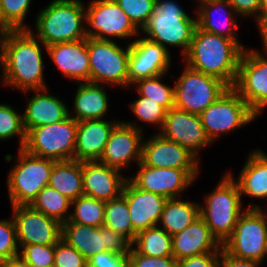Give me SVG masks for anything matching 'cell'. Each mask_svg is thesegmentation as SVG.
I'll list each match as a JSON object with an SVG mask.
<instances>
[{"instance_id":"6da1fadb","label":"cell","mask_w":267,"mask_h":267,"mask_svg":"<svg viewBox=\"0 0 267 267\" xmlns=\"http://www.w3.org/2000/svg\"><path fill=\"white\" fill-rule=\"evenodd\" d=\"M46 46L29 29L12 30L2 39L0 80L21 92L47 88L42 48Z\"/></svg>"},{"instance_id":"7a4b0ae2","label":"cell","mask_w":267,"mask_h":267,"mask_svg":"<svg viewBox=\"0 0 267 267\" xmlns=\"http://www.w3.org/2000/svg\"><path fill=\"white\" fill-rule=\"evenodd\" d=\"M244 49L234 40L196 26L183 62L190 68L219 78L233 87Z\"/></svg>"},{"instance_id":"3957f363","label":"cell","mask_w":267,"mask_h":267,"mask_svg":"<svg viewBox=\"0 0 267 267\" xmlns=\"http://www.w3.org/2000/svg\"><path fill=\"white\" fill-rule=\"evenodd\" d=\"M196 26V12L194 18L177 1L155 0L154 11L140 33L169 52L168 46L181 48L183 58L189 50Z\"/></svg>"},{"instance_id":"277c9868","label":"cell","mask_w":267,"mask_h":267,"mask_svg":"<svg viewBox=\"0 0 267 267\" xmlns=\"http://www.w3.org/2000/svg\"><path fill=\"white\" fill-rule=\"evenodd\" d=\"M86 11L83 0H53L41 9L32 33L49 46L86 38ZM32 29V30H31Z\"/></svg>"},{"instance_id":"5b68a950","label":"cell","mask_w":267,"mask_h":267,"mask_svg":"<svg viewBox=\"0 0 267 267\" xmlns=\"http://www.w3.org/2000/svg\"><path fill=\"white\" fill-rule=\"evenodd\" d=\"M231 172L226 171L213 191L205 196L204 204H199V216L221 245L231 236L240 215L246 210Z\"/></svg>"},{"instance_id":"8992f818","label":"cell","mask_w":267,"mask_h":267,"mask_svg":"<svg viewBox=\"0 0 267 267\" xmlns=\"http://www.w3.org/2000/svg\"><path fill=\"white\" fill-rule=\"evenodd\" d=\"M17 162L7 177V190L11 206L30 205L38 193L49 184L56 161L40 158L18 148Z\"/></svg>"},{"instance_id":"52a82bcc","label":"cell","mask_w":267,"mask_h":267,"mask_svg":"<svg viewBox=\"0 0 267 267\" xmlns=\"http://www.w3.org/2000/svg\"><path fill=\"white\" fill-rule=\"evenodd\" d=\"M266 210L256 203L246 207L231 236L222 244L229 255L263 263L267 243Z\"/></svg>"},{"instance_id":"ba28073f","label":"cell","mask_w":267,"mask_h":267,"mask_svg":"<svg viewBox=\"0 0 267 267\" xmlns=\"http://www.w3.org/2000/svg\"><path fill=\"white\" fill-rule=\"evenodd\" d=\"M78 121L68 116L63 121L37 126L26 132L22 149L54 161L74 160Z\"/></svg>"},{"instance_id":"9c48e42d","label":"cell","mask_w":267,"mask_h":267,"mask_svg":"<svg viewBox=\"0 0 267 267\" xmlns=\"http://www.w3.org/2000/svg\"><path fill=\"white\" fill-rule=\"evenodd\" d=\"M123 47L112 40L87 38L90 82L129 89L128 58L130 43Z\"/></svg>"},{"instance_id":"30bf717a","label":"cell","mask_w":267,"mask_h":267,"mask_svg":"<svg viewBox=\"0 0 267 267\" xmlns=\"http://www.w3.org/2000/svg\"><path fill=\"white\" fill-rule=\"evenodd\" d=\"M228 88L219 78L194 70L185 64L174 82V107L200 115Z\"/></svg>"},{"instance_id":"8fae6325","label":"cell","mask_w":267,"mask_h":267,"mask_svg":"<svg viewBox=\"0 0 267 267\" xmlns=\"http://www.w3.org/2000/svg\"><path fill=\"white\" fill-rule=\"evenodd\" d=\"M199 116L212 143L222 134L232 133L255 120V113L232 87H229Z\"/></svg>"},{"instance_id":"7c38bea8","label":"cell","mask_w":267,"mask_h":267,"mask_svg":"<svg viewBox=\"0 0 267 267\" xmlns=\"http://www.w3.org/2000/svg\"><path fill=\"white\" fill-rule=\"evenodd\" d=\"M86 11V38L123 40L136 38L140 30L115 0H91Z\"/></svg>"},{"instance_id":"4fadbf2b","label":"cell","mask_w":267,"mask_h":267,"mask_svg":"<svg viewBox=\"0 0 267 267\" xmlns=\"http://www.w3.org/2000/svg\"><path fill=\"white\" fill-rule=\"evenodd\" d=\"M62 238L86 260L103 251L128 254L131 242L119 232L102 227H91L73 222L62 224Z\"/></svg>"},{"instance_id":"5bb4252c","label":"cell","mask_w":267,"mask_h":267,"mask_svg":"<svg viewBox=\"0 0 267 267\" xmlns=\"http://www.w3.org/2000/svg\"><path fill=\"white\" fill-rule=\"evenodd\" d=\"M136 167V175L128 176V180L139 189L167 199L182 197L183 192L193 185L200 173V169L149 167L142 161Z\"/></svg>"},{"instance_id":"9a60e30c","label":"cell","mask_w":267,"mask_h":267,"mask_svg":"<svg viewBox=\"0 0 267 267\" xmlns=\"http://www.w3.org/2000/svg\"><path fill=\"white\" fill-rule=\"evenodd\" d=\"M244 49L232 87L256 113L267 102V53Z\"/></svg>"},{"instance_id":"2e32d148","label":"cell","mask_w":267,"mask_h":267,"mask_svg":"<svg viewBox=\"0 0 267 267\" xmlns=\"http://www.w3.org/2000/svg\"><path fill=\"white\" fill-rule=\"evenodd\" d=\"M143 139V128L139 124L135 121H120L111 131L99 162L121 171L132 162L139 164L142 160Z\"/></svg>"},{"instance_id":"e0dca14e","label":"cell","mask_w":267,"mask_h":267,"mask_svg":"<svg viewBox=\"0 0 267 267\" xmlns=\"http://www.w3.org/2000/svg\"><path fill=\"white\" fill-rule=\"evenodd\" d=\"M19 249L24 245H55L62 238V224L30 205L11 206Z\"/></svg>"},{"instance_id":"ac0fdd59","label":"cell","mask_w":267,"mask_h":267,"mask_svg":"<svg viewBox=\"0 0 267 267\" xmlns=\"http://www.w3.org/2000/svg\"><path fill=\"white\" fill-rule=\"evenodd\" d=\"M156 132L183 146L198 160L201 150L212 145L203 128L200 116L176 107L167 111L162 129Z\"/></svg>"},{"instance_id":"d6986e66","label":"cell","mask_w":267,"mask_h":267,"mask_svg":"<svg viewBox=\"0 0 267 267\" xmlns=\"http://www.w3.org/2000/svg\"><path fill=\"white\" fill-rule=\"evenodd\" d=\"M137 38L136 40L129 41V87L139 79L168 74L172 67L170 52L163 46L144 37Z\"/></svg>"},{"instance_id":"ffe728a7","label":"cell","mask_w":267,"mask_h":267,"mask_svg":"<svg viewBox=\"0 0 267 267\" xmlns=\"http://www.w3.org/2000/svg\"><path fill=\"white\" fill-rule=\"evenodd\" d=\"M141 161L155 168L200 169V160L191 152L158 132L143 139Z\"/></svg>"},{"instance_id":"44dd1931","label":"cell","mask_w":267,"mask_h":267,"mask_svg":"<svg viewBox=\"0 0 267 267\" xmlns=\"http://www.w3.org/2000/svg\"><path fill=\"white\" fill-rule=\"evenodd\" d=\"M122 194L128 203L134 241L137 233L157 226L168 199L162 195L139 189L129 180L126 181Z\"/></svg>"},{"instance_id":"7402d4cb","label":"cell","mask_w":267,"mask_h":267,"mask_svg":"<svg viewBox=\"0 0 267 267\" xmlns=\"http://www.w3.org/2000/svg\"><path fill=\"white\" fill-rule=\"evenodd\" d=\"M121 172L99 161L82 162L84 195L103 201L117 198L128 180Z\"/></svg>"},{"instance_id":"603a6c76","label":"cell","mask_w":267,"mask_h":267,"mask_svg":"<svg viewBox=\"0 0 267 267\" xmlns=\"http://www.w3.org/2000/svg\"><path fill=\"white\" fill-rule=\"evenodd\" d=\"M46 53L55 66L72 82H90L87 38L46 46Z\"/></svg>"},{"instance_id":"cb8c5ba5","label":"cell","mask_w":267,"mask_h":267,"mask_svg":"<svg viewBox=\"0 0 267 267\" xmlns=\"http://www.w3.org/2000/svg\"><path fill=\"white\" fill-rule=\"evenodd\" d=\"M49 89L29 90L23 92L24 94L34 93L29 98L22 112L23 126L25 132L37 126L50 125L63 121L67 118L68 107L65 101L63 102L57 96L49 94Z\"/></svg>"},{"instance_id":"d4e9b609","label":"cell","mask_w":267,"mask_h":267,"mask_svg":"<svg viewBox=\"0 0 267 267\" xmlns=\"http://www.w3.org/2000/svg\"><path fill=\"white\" fill-rule=\"evenodd\" d=\"M121 120H83L78 122L74 160L99 161L113 128Z\"/></svg>"},{"instance_id":"484cf974","label":"cell","mask_w":267,"mask_h":267,"mask_svg":"<svg viewBox=\"0 0 267 267\" xmlns=\"http://www.w3.org/2000/svg\"><path fill=\"white\" fill-rule=\"evenodd\" d=\"M208 252H222V245L200 216L184 230L172 235V253L176 260Z\"/></svg>"},{"instance_id":"4316f807","label":"cell","mask_w":267,"mask_h":267,"mask_svg":"<svg viewBox=\"0 0 267 267\" xmlns=\"http://www.w3.org/2000/svg\"><path fill=\"white\" fill-rule=\"evenodd\" d=\"M197 26L205 32L217 34L236 41L243 49L237 37L238 15L227 0H217L202 4L196 8ZM237 16V17H236ZM222 18L224 20H222Z\"/></svg>"},{"instance_id":"83f0119b","label":"cell","mask_w":267,"mask_h":267,"mask_svg":"<svg viewBox=\"0 0 267 267\" xmlns=\"http://www.w3.org/2000/svg\"><path fill=\"white\" fill-rule=\"evenodd\" d=\"M104 86L106 85L79 82L73 97V114L68 109V115L78 122L105 119L110 105Z\"/></svg>"},{"instance_id":"f1b7e54d","label":"cell","mask_w":267,"mask_h":267,"mask_svg":"<svg viewBox=\"0 0 267 267\" xmlns=\"http://www.w3.org/2000/svg\"><path fill=\"white\" fill-rule=\"evenodd\" d=\"M249 153L238 178H233L238 184L241 197L267 200V154L262 149H253Z\"/></svg>"},{"instance_id":"f546056e","label":"cell","mask_w":267,"mask_h":267,"mask_svg":"<svg viewBox=\"0 0 267 267\" xmlns=\"http://www.w3.org/2000/svg\"><path fill=\"white\" fill-rule=\"evenodd\" d=\"M48 185L71 201L83 196L82 162L77 160L55 162Z\"/></svg>"},{"instance_id":"4dcf8cb0","label":"cell","mask_w":267,"mask_h":267,"mask_svg":"<svg viewBox=\"0 0 267 267\" xmlns=\"http://www.w3.org/2000/svg\"><path fill=\"white\" fill-rule=\"evenodd\" d=\"M199 204L182 198L168 199L157 226L170 235L181 232L199 216Z\"/></svg>"},{"instance_id":"1f68e13d","label":"cell","mask_w":267,"mask_h":267,"mask_svg":"<svg viewBox=\"0 0 267 267\" xmlns=\"http://www.w3.org/2000/svg\"><path fill=\"white\" fill-rule=\"evenodd\" d=\"M131 246L142 255L151 257L173 256L172 235L158 226L137 233Z\"/></svg>"},{"instance_id":"d6a6232c","label":"cell","mask_w":267,"mask_h":267,"mask_svg":"<svg viewBox=\"0 0 267 267\" xmlns=\"http://www.w3.org/2000/svg\"><path fill=\"white\" fill-rule=\"evenodd\" d=\"M30 206L63 224L69 218L71 200L47 185L38 193Z\"/></svg>"},{"instance_id":"836d02e7","label":"cell","mask_w":267,"mask_h":267,"mask_svg":"<svg viewBox=\"0 0 267 267\" xmlns=\"http://www.w3.org/2000/svg\"><path fill=\"white\" fill-rule=\"evenodd\" d=\"M72 207L67 222L91 227L104 225L105 201L83 195L71 201Z\"/></svg>"},{"instance_id":"e575fe53","label":"cell","mask_w":267,"mask_h":267,"mask_svg":"<svg viewBox=\"0 0 267 267\" xmlns=\"http://www.w3.org/2000/svg\"><path fill=\"white\" fill-rule=\"evenodd\" d=\"M104 226L119 232L131 243L133 242V226L130 220L128 203L123 194L105 201Z\"/></svg>"},{"instance_id":"d590c367","label":"cell","mask_w":267,"mask_h":267,"mask_svg":"<svg viewBox=\"0 0 267 267\" xmlns=\"http://www.w3.org/2000/svg\"><path fill=\"white\" fill-rule=\"evenodd\" d=\"M167 74H162L152 78H142L131 86L136 87L138 95L152 99L167 111L174 107V85L171 87L164 84L162 79Z\"/></svg>"},{"instance_id":"8d00e7d4","label":"cell","mask_w":267,"mask_h":267,"mask_svg":"<svg viewBox=\"0 0 267 267\" xmlns=\"http://www.w3.org/2000/svg\"><path fill=\"white\" fill-rule=\"evenodd\" d=\"M13 105L0 104V141H7L19 137V149H22L26 140L22 113L12 108Z\"/></svg>"},{"instance_id":"74e56055","label":"cell","mask_w":267,"mask_h":267,"mask_svg":"<svg viewBox=\"0 0 267 267\" xmlns=\"http://www.w3.org/2000/svg\"><path fill=\"white\" fill-rule=\"evenodd\" d=\"M129 105L131 111L139 121L156 126L159 128L157 130L162 129L167 113V110L163 106L152 99L140 95Z\"/></svg>"},{"instance_id":"f35d334b","label":"cell","mask_w":267,"mask_h":267,"mask_svg":"<svg viewBox=\"0 0 267 267\" xmlns=\"http://www.w3.org/2000/svg\"><path fill=\"white\" fill-rule=\"evenodd\" d=\"M4 12V34L12 30L30 29L24 23L32 0H1Z\"/></svg>"},{"instance_id":"ab89813d","label":"cell","mask_w":267,"mask_h":267,"mask_svg":"<svg viewBox=\"0 0 267 267\" xmlns=\"http://www.w3.org/2000/svg\"><path fill=\"white\" fill-rule=\"evenodd\" d=\"M134 25L141 30L154 11L155 0H115Z\"/></svg>"},{"instance_id":"60d3db41","label":"cell","mask_w":267,"mask_h":267,"mask_svg":"<svg viewBox=\"0 0 267 267\" xmlns=\"http://www.w3.org/2000/svg\"><path fill=\"white\" fill-rule=\"evenodd\" d=\"M19 256L30 267H53L54 245H24L20 249Z\"/></svg>"},{"instance_id":"b9f144b4","label":"cell","mask_w":267,"mask_h":267,"mask_svg":"<svg viewBox=\"0 0 267 267\" xmlns=\"http://www.w3.org/2000/svg\"><path fill=\"white\" fill-rule=\"evenodd\" d=\"M16 228L12 217L0 220V262L18 257Z\"/></svg>"},{"instance_id":"7bdbcfd3","label":"cell","mask_w":267,"mask_h":267,"mask_svg":"<svg viewBox=\"0 0 267 267\" xmlns=\"http://www.w3.org/2000/svg\"><path fill=\"white\" fill-rule=\"evenodd\" d=\"M53 267H87V260L63 238L54 245Z\"/></svg>"},{"instance_id":"ee69618b","label":"cell","mask_w":267,"mask_h":267,"mask_svg":"<svg viewBox=\"0 0 267 267\" xmlns=\"http://www.w3.org/2000/svg\"><path fill=\"white\" fill-rule=\"evenodd\" d=\"M129 267H176L174 256L151 257L139 254L132 246L128 253Z\"/></svg>"},{"instance_id":"f6af8a7d","label":"cell","mask_w":267,"mask_h":267,"mask_svg":"<svg viewBox=\"0 0 267 267\" xmlns=\"http://www.w3.org/2000/svg\"><path fill=\"white\" fill-rule=\"evenodd\" d=\"M87 267H129L128 254L103 251L89 258Z\"/></svg>"},{"instance_id":"bcb514c9","label":"cell","mask_w":267,"mask_h":267,"mask_svg":"<svg viewBox=\"0 0 267 267\" xmlns=\"http://www.w3.org/2000/svg\"><path fill=\"white\" fill-rule=\"evenodd\" d=\"M221 252H208L177 260L176 267H220Z\"/></svg>"},{"instance_id":"7dc6e473","label":"cell","mask_w":267,"mask_h":267,"mask_svg":"<svg viewBox=\"0 0 267 267\" xmlns=\"http://www.w3.org/2000/svg\"><path fill=\"white\" fill-rule=\"evenodd\" d=\"M232 6L236 14L243 18L253 17L254 21L259 18L260 0H227Z\"/></svg>"},{"instance_id":"c3c4849f","label":"cell","mask_w":267,"mask_h":267,"mask_svg":"<svg viewBox=\"0 0 267 267\" xmlns=\"http://www.w3.org/2000/svg\"><path fill=\"white\" fill-rule=\"evenodd\" d=\"M260 265H263V264L256 262V261L240 259L232 255H229L222 248L220 267H260Z\"/></svg>"},{"instance_id":"681fc988","label":"cell","mask_w":267,"mask_h":267,"mask_svg":"<svg viewBox=\"0 0 267 267\" xmlns=\"http://www.w3.org/2000/svg\"><path fill=\"white\" fill-rule=\"evenodd\" d=\"M256 24L258 26L259 34L262 40V51L267 53V17L258 18Z\"/></svg>"},{"instance_id":"f907efd6","label":"cell","mask_w":267,"mask_h":267,"mask_svg":"<svg viewBox=\"0 0 267 267\" xmlns=\"http://www.w3.org/2000/svg\"><path fill=\"white\" fill-rule=\"evenodd\" d=\"M0 267H30L20 256L3 261Z\"/></svg>"},{"instance_id":"816d5d0a","label":"cell","mask_w":267,"mask_h":267,"mask_svg":"<svg viewBox=\"0 0 267 267\" xmlns=\"http://www.w3.org/2000/svg\"><path fill=\"white\" fill-rule=\"evenodd\" d=\"M267 17V0H260L259 18Z\"/></svg>"},{"instance_id":"f5cc1de1","label":"cell","mask_w":267,"mask_h":267,"mask_svg":"<svg viewBox=\"0 0 267 267\" xmlns=\"http://www.w3.org/2000/svg\"><path fill=\"white\" fill-rule=\"evenodd\" d=\"M0 32L4 34V12L1 0H0Z\"/></svg>"},{"instance_id":"db71d44e","label":"cell","mask_w":267,"mask_h":267,"mask_svg":"<svg viewBox=\"0 0 267 267\" xmlns=\"http://www.w3.org/2000/svg\"><path fill=\"white\" fill-rule=\"evenodd\" d=\"M267 107V102L255 113V120L259 117L262 116V111Z\"/></svg>"},{"instance_id":"11a10c76","label":"cell","mask_w":267,"mask_h":267,"mask_svg":"<svg viewBox=\"0 0 267 267\" xmlns=\"http://www.w3.org/2000/svg\"><path fill=\"white\" fill-rule=\"evenodd\" d=\"M4 34L0 32V66H1V55H2V39H3ZM1 69V67H0Z\"/></svg>"},{"instance_id":"9f6ffc18","label":"cell","mask_w":267,"mask_h":267,"mask_svg":"<svg viewBox=\"0 0 267 267\" xmlns=\"http://www.w3.org/2000/svg\"><path fill=\"white\" fill-rule=\"evenodd\" d=\"M196 1L198 2L197 4H199L198 7H200L204 3L212 2V1H217V0H195V2Z\"/></svg>"},{"instance_id":"6f0895ef","label":"cell","mask_w":267,"mask_h":267,"mask_svg":"<svg viewBox=\"0 0 267 267\" xmlns=\"http://www.w3.org/2000/svg\"><path fill=\"white\" fill-rule=\"evenodd\" d=\"M267 260V243H266V250H265V257H264V260Z\"/></svg>"}]
</instances>
